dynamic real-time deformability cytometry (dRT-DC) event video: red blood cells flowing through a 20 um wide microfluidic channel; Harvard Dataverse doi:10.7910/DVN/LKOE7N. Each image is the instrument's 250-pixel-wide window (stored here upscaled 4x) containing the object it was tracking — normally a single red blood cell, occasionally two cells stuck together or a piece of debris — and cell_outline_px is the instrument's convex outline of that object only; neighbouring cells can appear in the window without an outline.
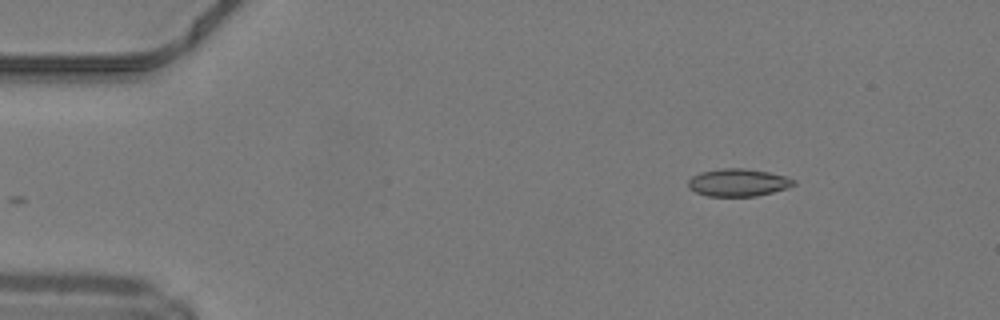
{"species": "common noctule bat (a hibernating species)", "species_latin": "Nyctalus noctula", "temperature_condition": "warm", "stored_images_in_passage": 43, "camera_frame_rate_fps": 3000, "um_per_image_px": 0.085, "animal": {"sex": "male", "body_mass_g": 19.2, "forearm_length_mm": 51.8}, "frame": {"image": 1, "passage_image": 1, "time_ms": 0.0, "image_size_px": [1000, 320], "cell_outline_px": [[796, 184], [788, 188], [756, 196], [708, 196], [696, 192], [688, 188], [688, 180], [692, 176], [700, 172], [720, 168], [744, 168], [768, 172], [784, 176], [796, 180]], "centroid_in_image_um": [62.73, 15.51], "position_along_channel_um": 22.3, "area_um2": 16.99}}
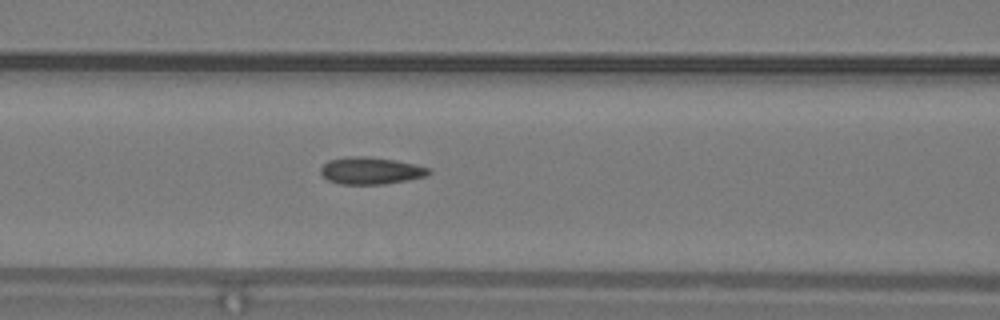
{"frame": {"image": 2, "passage_image": 15, "time_ms": 4.667, "image_size_px": [1000, 320], "cell_outline_px": [[432, 172], [428, 176], [408, 180], [384, 184], [340, 184], [328, 180], [320, 172], [320, 168], [328, 160], [348, 156], [368, 156], [396, 160], [416, 164], [432, 168]], "centroid_in_image_um": [31.57, 14.5], "position_along_channel_um": 135.0, "area_um2": 17.34}}
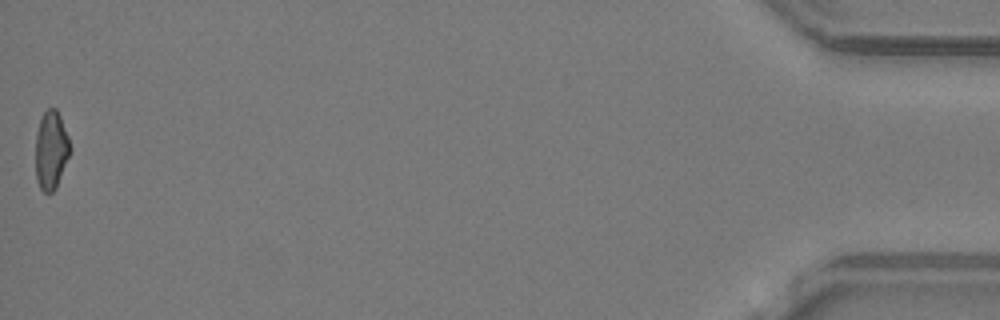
{"frame": {"image": 3, "passage_image": 43, "time_ms": 14.0, "image_size_px": [1000, 320], "cell_outline_px": [[72, 152], [56, 188], [52, 192], [44, 192], [40, 188], [36, 180], [36, 132], [40, 120], [44, 112], [48, 108], [56, 108], [60, 116], [68, 136], [72, 148]], "centroid_in_image_um": [4.37, 12.77], "position_along_channel_um": 430.8, "area_um2": 16.01}, "authors_computed_cell_mechanics": {"area_um2": 16.9354, "velocity_mm_per_s": 4.2397, "shape_relaxation_time_tau1_ms": null, "shape_relaxation_time_tau2_ms": 1.6338, "deformation_change_tau1": null, "deformation_change_tau2": 0.0816}}